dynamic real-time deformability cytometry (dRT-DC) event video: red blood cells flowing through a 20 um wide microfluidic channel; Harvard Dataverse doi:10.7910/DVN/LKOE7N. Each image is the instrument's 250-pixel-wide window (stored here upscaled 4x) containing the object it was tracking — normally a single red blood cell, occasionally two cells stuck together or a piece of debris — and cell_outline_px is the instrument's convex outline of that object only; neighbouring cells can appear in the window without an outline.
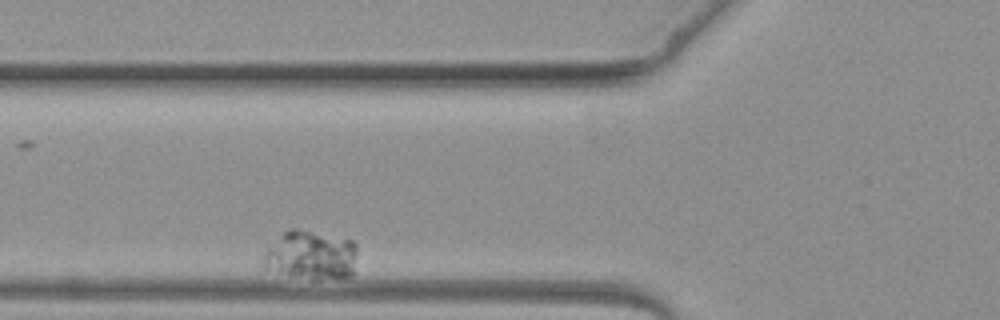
{"species": "common noctule bat (a hibernating species)", "species_latin": "Nyctalus noctula", "temperature_condition": "warm", "stored_images_in_passage": 2, "camera_frame_rate_fps": 3000, "um_per_image_px": 0.085, "animal": {"sex": "female", "body_mass_g": 19.3, "forearm_length_mm": 54.1}, "frame": {"image": 1, "passage_image": 2, "time_ms": 1.333, "image_size_px": [1000, 320], "cell_outline_px": [[356, 252], [352, 276], [316, 280], [312, 280], [292, 276], [264, 268], [260, 260], [264, 252], [288, 228], [296, 228], [352, 240], [356, 244]], "centroid_in_image_um": [26.4, 21.71], "position_along_channel_um": 99.4, "area_um2": 26.99}}